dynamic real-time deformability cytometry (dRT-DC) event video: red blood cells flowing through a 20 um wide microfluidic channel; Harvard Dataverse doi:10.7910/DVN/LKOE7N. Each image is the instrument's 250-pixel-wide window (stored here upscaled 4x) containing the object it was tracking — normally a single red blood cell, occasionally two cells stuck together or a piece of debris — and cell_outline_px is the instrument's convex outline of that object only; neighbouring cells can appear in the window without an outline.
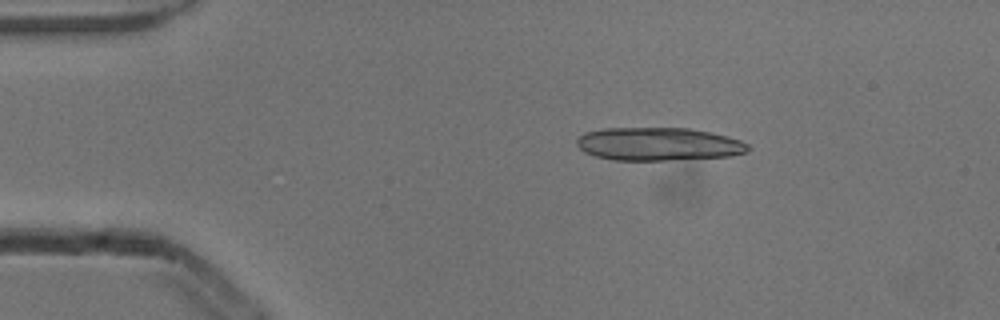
{"species": "common noctule bat (a hibernating species)", "species_latin": "Nyctalus noctula", "temperature_condition": "cold", "stored_images_in_passage": 5, "camera_frame_rate_fps": 3000, "um_per_image_px": 0.085, "animal": {"sex": "male", "body_mass_g": 13.3}, "frame": {"image": 1, "passage_image": 2, "time_ms": 0.333, "image_size_px": [1000, 320], "cell_outline_px": [[748, 152], [732, 156], [664, 160], [612, 160], [596, 156], [584, 152], [576, 144], [576, 140], [584, 132], [604, 128], [688, 128], [712, 132], [740, 140], [748, 144]], "centroid_in_image_um": [55.96, 12.24], "position_along_channel_um": 29.0, "area_um2": 33.12}}